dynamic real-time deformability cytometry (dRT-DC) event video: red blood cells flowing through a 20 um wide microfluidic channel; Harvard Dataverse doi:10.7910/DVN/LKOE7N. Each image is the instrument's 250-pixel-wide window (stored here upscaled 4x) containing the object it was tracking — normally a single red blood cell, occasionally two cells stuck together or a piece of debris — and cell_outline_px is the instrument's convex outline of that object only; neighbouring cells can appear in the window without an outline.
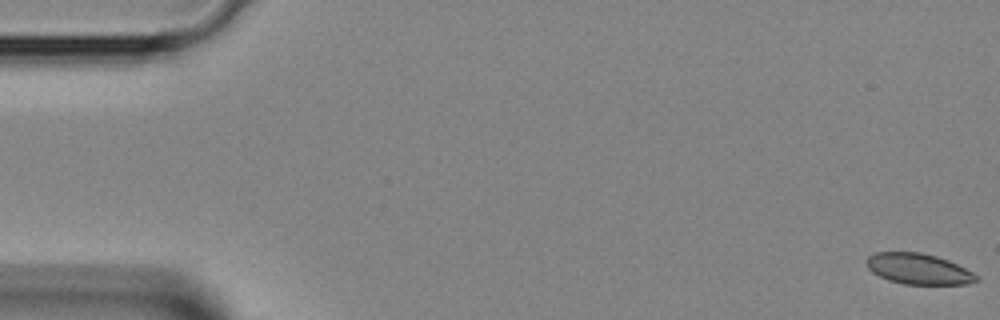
{"species": "Egyptian fruit bat (a non-hibernating species)", "species_latin": "Rousettus aegyptiacus", "temperature_condition": "room temperature", "stored_images_in_passage": 44, "camera_frame_rate_fps": 3000, "um_per_image_px": 0.085, "animal": {"sex": "female"}, "frame": {"image": 1, "passage_image": 1, "time_ms": 0.0, "image_size_px": [1000, 320], "cell_outline_px": [[980, 280], [968, 284], [904, 284], [888, 280], [872, 272], [868, 268], [864, 260], [868, 256], [876, 252], [920, 252], [936, 256], [948, 260], [972, 272]], "centroid_in_image_um": [78.03, 22.85], "position_along_channel_um": 7.0, "area_um2": 19.65}}
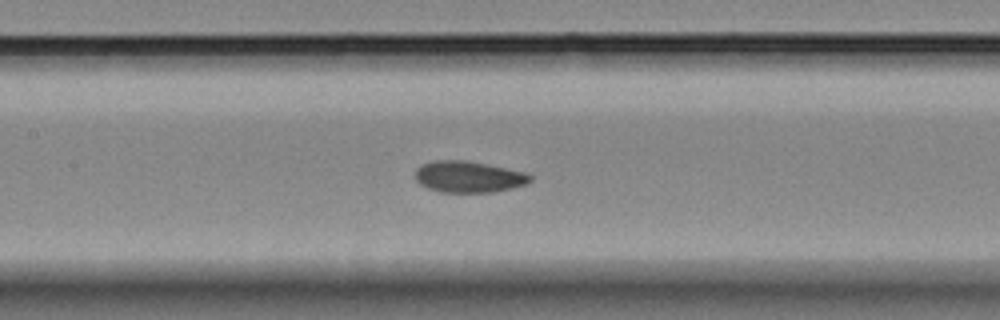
{"frame": {"image": 2, "passage_image": 20, "time_ms": 6.333, "image_size_px": [1000, 320], "cell_outline_px": [[532, 180], [524, 184], [512, 188], [492, 192], [440, 192], [428, 188], [420, 184], [416, 180], [416, 168], [420, 164], [432, 160], [464, 160], [488, 164], [528, 172], [532, 176]], "centroid_in_image_um": [39.83, 15.01], "position_along_channel_um": 167.6, "area_um2": 21.21}}
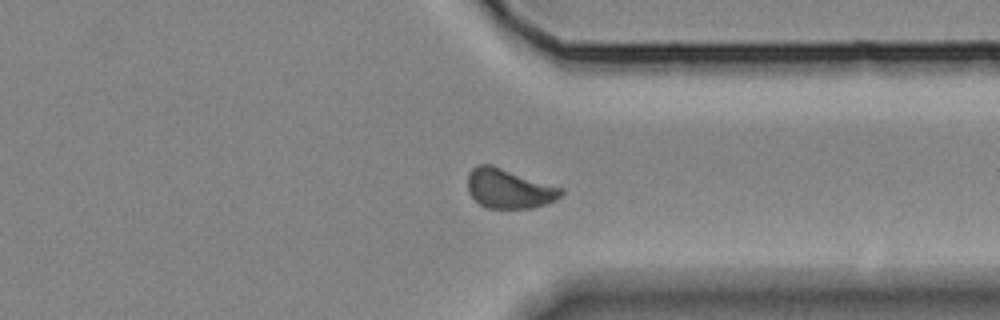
{"frame": {"image": 3, "passage_image": 33, "time_ms": 10.667, "image_size_px": [1000, 320], "cell_outline_px": [[564, 192], [556, 200], [532, 208], [488, 208], [480, 204], [468, 192], [468, 172], [476, 164], [492, 164], [564, 188]], "centroid_in_image_um": [43.27, 16.01], "position_along_channel_um": 368.1, "area_um2": 21.68}}